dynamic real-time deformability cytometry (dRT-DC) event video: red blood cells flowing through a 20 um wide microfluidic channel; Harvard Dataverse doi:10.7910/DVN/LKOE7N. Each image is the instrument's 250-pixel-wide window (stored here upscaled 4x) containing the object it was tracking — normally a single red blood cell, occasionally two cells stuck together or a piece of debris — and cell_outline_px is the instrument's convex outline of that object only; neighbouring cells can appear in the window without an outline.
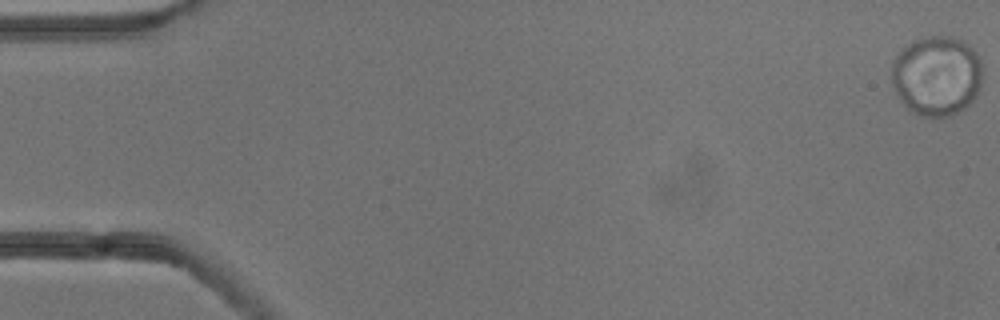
{"species": "common noctule bat (a hibernating species)", "species_latin": "Nyctalus noctula", "temperature_condition": "cold", "stored_images_in_passage": 29, "camera_frame_rate_fps": 3000, "um_per_image_px": 0.085, "animal": {"sex": "male", "body_mass_g": 13.3}, "frame": {"image": 1, "passage_image": 1, "time_ms": 0.0, "image_size_px": [1000, 320], "cell_outline_px": [[980, 88], [976, 96], [964, 108], [952, 116], [920, 116], [912, 112], [896, 96], [892, 84], [892, 60], [912, 40], [928, 36], [956, 36], [964, 40], [976, 52], [980, 60]], "centroid_in_image_um": [79.6, 6.43], "position_along_channel_um": 5.4, "area_um2": 42.54}}
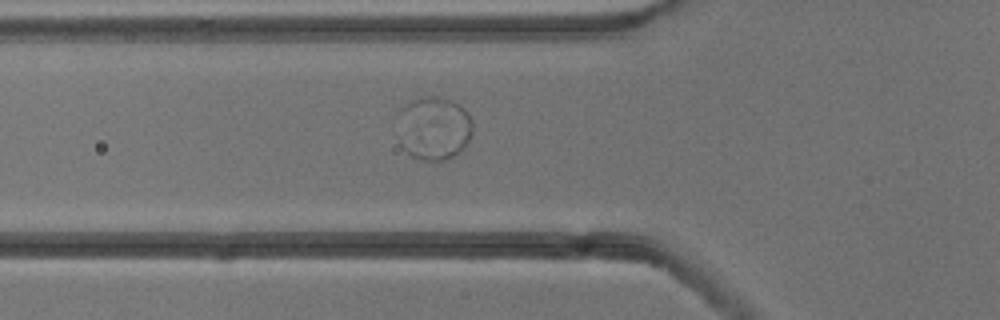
{"frame": {"image": 2, "passage_image": 20, "time_ms": 6.333, "image_size_px": [1000, 320], "cell_outline_px": [[472, 132], [464, 148], [452, 156], [444, 160], [420, 160], [412, 156], [400, 144], [396, 112], [404, 104], [412, 100], [424, 96], [436, 96], [452, 100], [464, 108], [468, 112], [472, 120]], "centroid_in_image_um": [36.84, 10.86], "position_along_channel_um": 89.0, "area_um2": 28.15}}
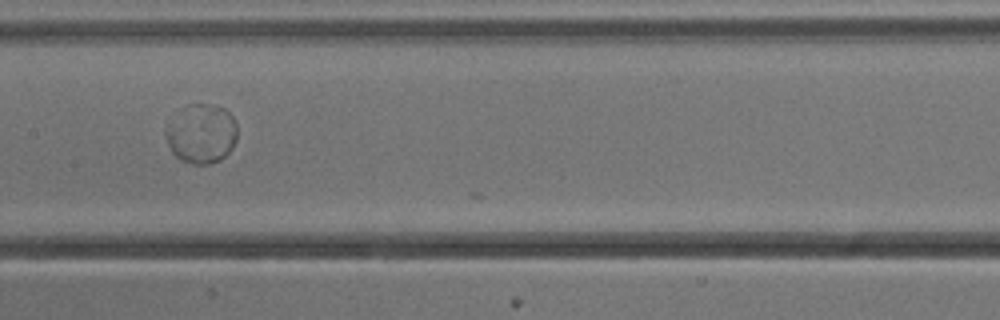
{"frame": {"image": 3, "passage_image": 28, "time_ms": 9.0, "image_size_px": [1000, 320], "cell_outline_px": [[236, 140], [232, 148], [220, 160], [208, 164], [192, 164], [180, 160], [172, 152], [168, 144], [164, 132], [164, 124], [188, 104], [208, 104], [224, 108], [236, 120]], "centroid_in_image_um": [17.08, 11.36], "position_along_channel_um": 190.3, "area_um2": 24.91}}